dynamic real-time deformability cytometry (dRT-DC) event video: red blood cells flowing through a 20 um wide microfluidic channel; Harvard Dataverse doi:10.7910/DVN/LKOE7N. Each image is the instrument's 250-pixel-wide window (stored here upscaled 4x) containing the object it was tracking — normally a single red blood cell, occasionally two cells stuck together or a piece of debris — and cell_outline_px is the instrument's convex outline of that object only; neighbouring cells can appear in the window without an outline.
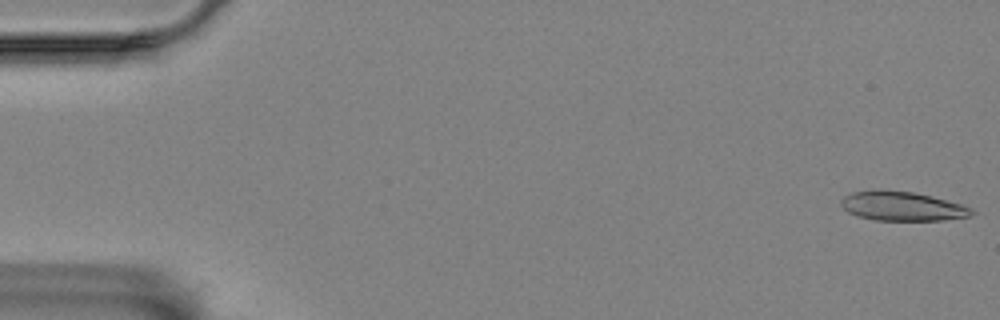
{"species": "Egyptian fruit bat (a non-hibernating species)", "species_latin": "Rousettus aegyptiacus", "temperature_condition": "room temperature", "stored_images_in_passage": 49, "camera_frame_rate_fps": 3000, "um_per_image_px": 0.085, "animal": {"sex": "female"}, "frame": {"image": 1, "passage_image": 1, "time_ms": 0.0, "image_size_px": [1000, 320], "cell_outline_px": [[976, 212], [968, 216], [944, 220], [876, 220], [856, 216], [848, 212], [840, 204], [840, 200], [844, 196], [852, 192], [912, 192], [932, 196], [960, 204], [972, 208]], "centroid_in_image_um": [76.71, 17.56], "position_along_channel_um": 8.3, "area_um2": 21.56}}
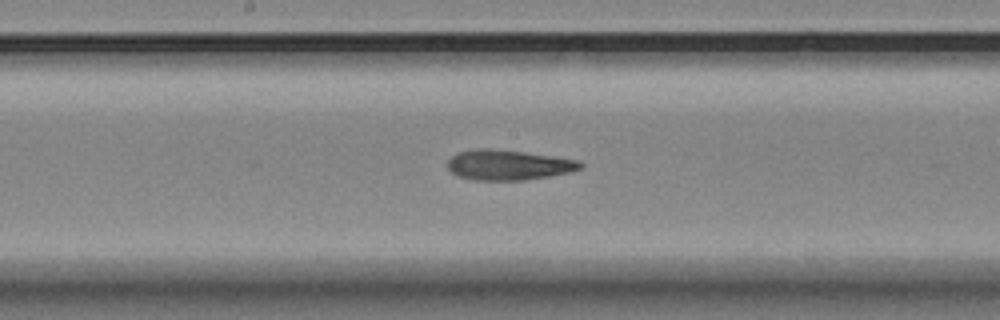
{"frame": {"image": 2, "passage_image": 30, "time_ms": 9.667, "image_size_px": [1000, 320], "cell_outline_px": [[584, 168], [568, 172], [548, 176], [524, 180], [476, 180], [456, 176], [448, 168], [448, 160], [452, 156], [460, 152], [480, 148], [488, 148], [524, 152], [580, 160], [584, 164]], "centroid_in_image_um": [43.23, 14.02], "position_along_channel_um": 205.0, "area_um2": 23.24}}
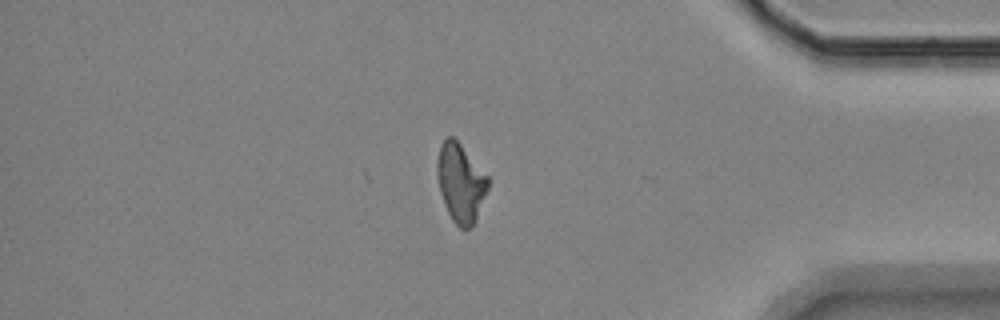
{"frame": {"image": 3, "passage_image": 49, "time_ms": 16.0, "image_size_px": [1000, 320], "cell_outline_px": [[488, 188], [476, 220], [468, 228], [460, 228], [452, 220], [444, 204], [440, 192], [436, 172], [436, 160], [440, 144], [448, 136], [452, 136], [460, 144], [488, 176]], "centroid_in_image_um": [39.13, 15.53], "position_along_channel_um": 396.1, "area_um2": 23.12}, "authors_computed_cell_mechanics": {"area_um2": 23.2356, "velocity_mm_per_s": 3.4522, "shape_relaxation_time_tau1_ms": null, "shape_relaxation_time_tau2_ms": 4.8437, "deformation_change_tau1": null, "deformation_change_tau2": 0.141}}